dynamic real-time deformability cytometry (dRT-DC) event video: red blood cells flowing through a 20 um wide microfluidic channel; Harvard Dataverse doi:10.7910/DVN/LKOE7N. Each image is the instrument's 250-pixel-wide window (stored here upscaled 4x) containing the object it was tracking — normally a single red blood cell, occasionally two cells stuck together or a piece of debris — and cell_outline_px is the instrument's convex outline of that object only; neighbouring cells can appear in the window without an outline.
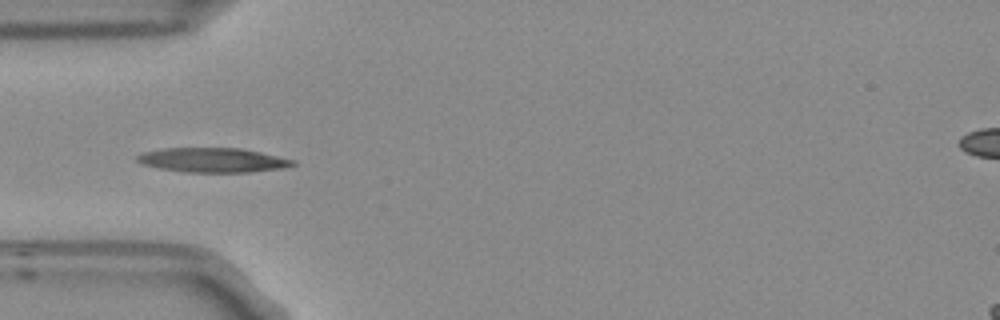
{"species": "Egyptian fruit bat (a non-hibernating species)", "species_latin": "Rousettus aegyptiacus", "temperature_condition": "room temperature", "stored_images_in_passage": 5, "camera_frame_rate_fps": 3000, "um_per_image_px": 0.085, "frame": {"image": 1, "passage_image": 3, "time_ms": 0.667, "image_size_px": [1000, 320], "cell_outline_px": [[296, 164], [284, 168], [248, 172], [184, 172], [160, 168], [144, 164], [136, 160], [136, 156], [144, 152], [164, 148], [240, 148], [260, 152], [292, 160]], "centroid_in_image_um": [18.07, 13.61], "position_along_channel_um": 66.9, "area_um2": 21.91}}